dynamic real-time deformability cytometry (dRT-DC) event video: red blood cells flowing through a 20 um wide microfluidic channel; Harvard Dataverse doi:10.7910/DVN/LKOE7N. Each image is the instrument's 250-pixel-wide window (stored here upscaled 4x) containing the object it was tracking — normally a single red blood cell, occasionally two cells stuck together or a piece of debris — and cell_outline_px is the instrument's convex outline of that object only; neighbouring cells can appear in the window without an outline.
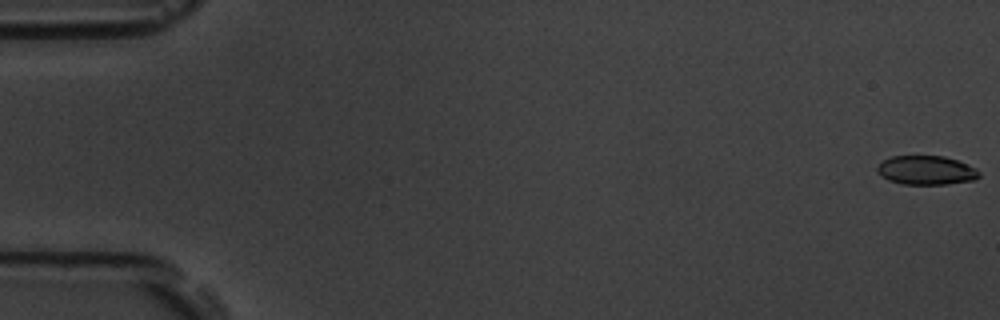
{"species": "common noctule bat (a hibernating species)", "species_latin": "Nyctalus noctula", "temperature_condition": "room temperature", "stored_images_in_passage": 56, "camera_frame_rate_fps": 3000, "um_per_image_px": 0.085, "animal": {"sex": "male", "body_mass_g": 19.5, "forearm_length_mm": 54.6}, "frame": {"image": 1, "passage_image": 1, "time_ms": 0.0, "image_size_px": [1000, 320], "cell_outline_px": [[980, 176], [976, 180], [948, 184], [904, 184], [888, 180], [880, 176], [876, 172], [876, 168], [884, 160], [892, 156], [944, 156], [968, 164], [976, 168], [980, 172]], "centroid_in_image_um": [78.75, 14.48], "position_along_channel_um": 6.3, "area_um2": 17.34}}
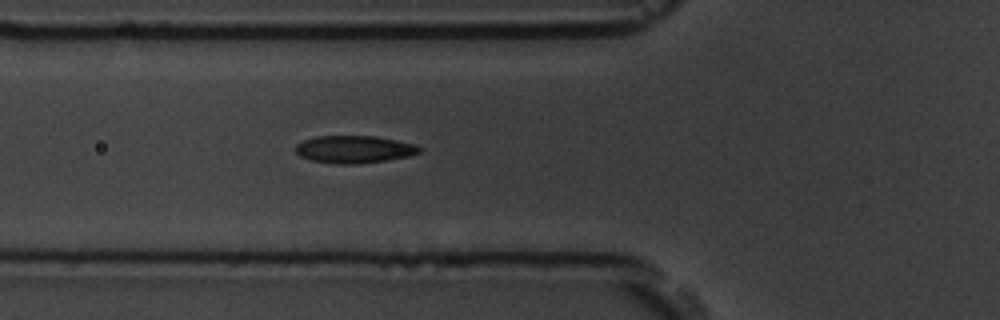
{"frame": {"image": 2, "passage_image": 21, "time_ms": 6.667, "image_size_px": [1000, 320], "cell_outline_px": [[420, 152], [408, 156], [360, 164], [336, 164], [312, 160], [300, 156], [296, 152], [296, 144], [304, 140], [316, 136], [372, 136], [396, 140], [416, 144], [420, 148]], "centroid_in_image_um": [30.09, 12.69], "position_along_channel_um": 95.7, "area_um2": 19.65}}
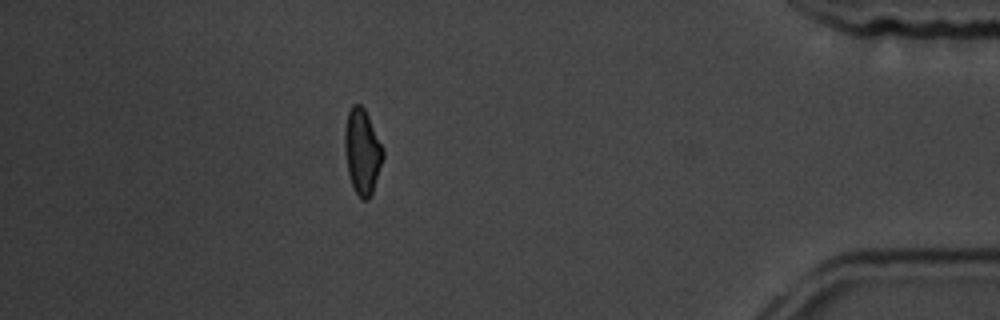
{"frame": {"image": 3, "passage_image": 50, "time_ms": 16.333, "image_size_px": [1000, 320], "cell_outline_px": [[384, 156], [372, 192], [368, 200], [364, 200], [356, 192], [352, 184], [348, 172], [344, 148], [344, 128], [348, 112], [352, 104], [360, 104], [364, 108], [384, 148]], "centroid_in_image_um": [30.78, 12.84], "position_along_channel_um": 404.4, "area_um2": 18.9}, "authors_computed_cell_mechanics": {"area_um2": 19.3052, "velocity_mm_per_s": 3.6667, "shape_relaxation_time_tau1_ms": 3.3888, "shape_relaxation_time_tau2_ms": 1.7347, "deformation_change_tau1": 0.1255, "deformation_change_tau2": 0.0636}}